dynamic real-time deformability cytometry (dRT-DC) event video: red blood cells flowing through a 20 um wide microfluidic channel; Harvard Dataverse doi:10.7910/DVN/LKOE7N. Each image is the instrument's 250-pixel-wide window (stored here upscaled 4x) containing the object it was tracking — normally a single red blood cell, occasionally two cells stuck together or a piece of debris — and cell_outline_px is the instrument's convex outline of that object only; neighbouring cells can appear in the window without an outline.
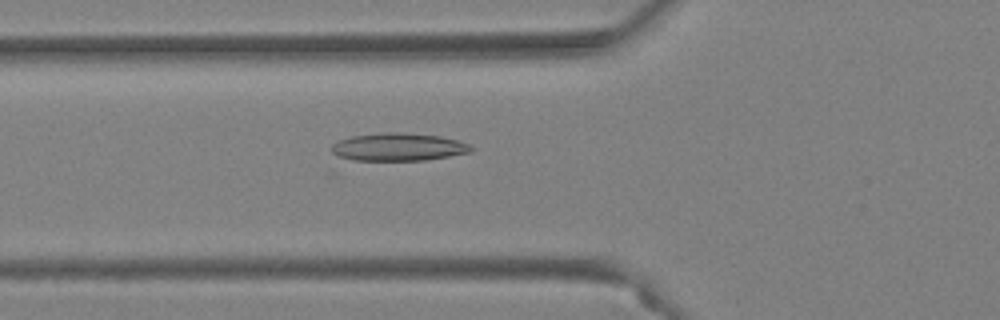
{"species": "Egyptian fruit bat (a non-hibernating species)", "species_latin": "Rousettus aegyptiacus", "temperature_condition": "warm", "stored_images_in_passage": 32, "camera_frame_rate_fps": 3000, "um_per_image_px": 0.085, "animal": {"sex": "female"}, "frame": {"image": 1, "passage_image": 4, "time_ms": 1.0, "image_size_px": [1000, 320], "cell_outline_px": [[476, 148], [472, 152], [428, 160], [352, 160], [340, 156], [332, 152], [332, 144], [340, 140], [352, 136], [388, 132], [400, 132], [440, 136], [472, 144]], "centroid_in_image_um": [33.94, 12.49], "position_along_channel_um": 91.9, "area_um2": 22.6}}
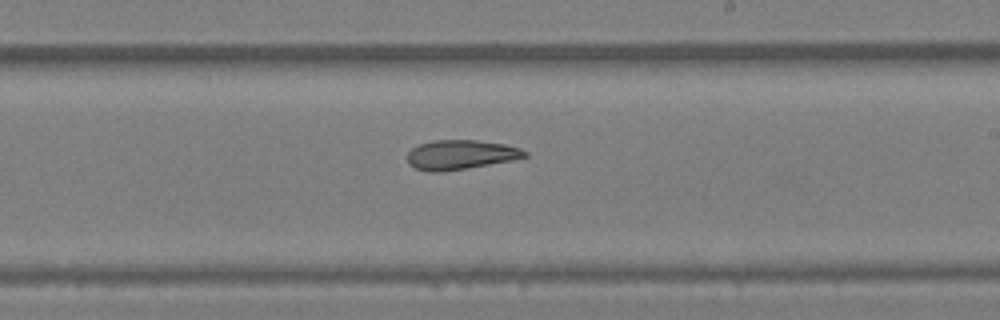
{"frame": {"image": 2, "passage_image": 15, "time_ms": 4.667, "image_size_px": [1000, 320], "cell_outline_px": [[528, 156], [512, 160], [468, 168], [444, 172], [428, 172], [416, 168], [408, 164], [408, 152], [412, 148], [420, 144], [436, 140], [476, 140], [504, 144], [520, 148], [528, 152]], "centroid_in_image_um": [39.15, 13.16], "position_along_channel_um": 249.8, "area_um2": 20.17}}
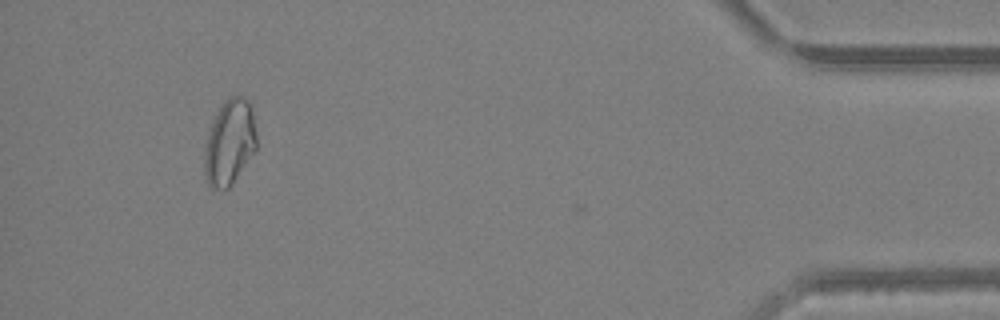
{"frame": {"image": 3, "passage_image": 31, "time_ms": 10.0, "image_size_px": [1000, 320], "cell_outline_px": [[256, 148], [232, 184], [228, 188], [208, 188], [204, 180], [204, 148], [212, 124], [220, 104], [228, 96], [244, 96], [252, 104], [256, 132]], "centroid_in_image_um": [19.5, 12.09], "position_along_channel_um": 415.7, "area_um2": 26.13}, "authors_computed_cell_mechanics": {"area_um2": 20.6346, "velocity_mm_per_s": 4.299, "shape_relaxation_time_tau1_ms": null, "shape_relaxation_time_tau2_ms": 5.7246, "deformation_change_tau1": null, "deformation_change_tau2": 0.1583}}